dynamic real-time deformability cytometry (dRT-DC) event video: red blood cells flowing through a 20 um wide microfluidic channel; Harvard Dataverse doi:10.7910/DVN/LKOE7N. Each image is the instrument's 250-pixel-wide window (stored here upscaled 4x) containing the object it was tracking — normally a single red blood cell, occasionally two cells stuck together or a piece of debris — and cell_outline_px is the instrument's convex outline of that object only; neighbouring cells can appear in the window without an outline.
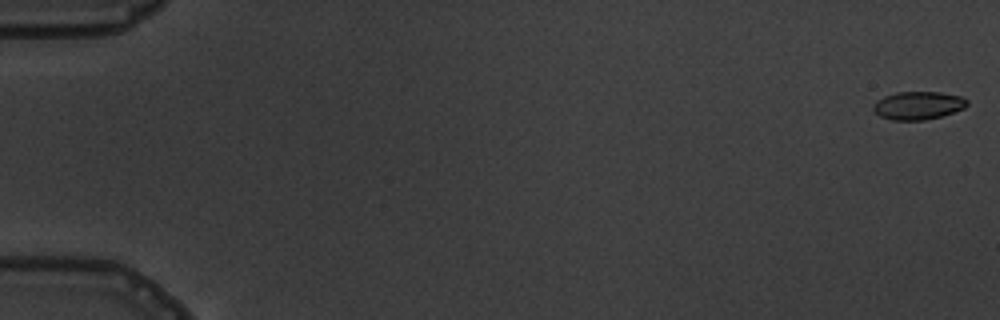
{"species": "common noctule bat (a hibernating species)", "species_latin": "Nyctalus noctula", "temperature_condition": "warm", "stored_images_in_passage": 6, "camera_frame_rate_fps": 3000, "um_per_image_px": 0.085, "animal": {"sex": "male", "body_mass_g": 19.5, "forearm_length_mm": 54.6}, "frame": {"image": 1, "passage_image": 1, "time_ms": 0.0, "image_size_px": [1000, 320], "cell_outline_px": [[968, 104], [964, 108], [940, 116], [924, 120], [892, 120], [880, 116], [872, 108], [872, 104], [876, 100], [884, 96], [896, 92], [940, 92], [964, 96], [968, 100]], "centroid_in_image_um": [78.04, 8.95], "position_along_channel_um": 7.0, "area_um2": 15.43}}
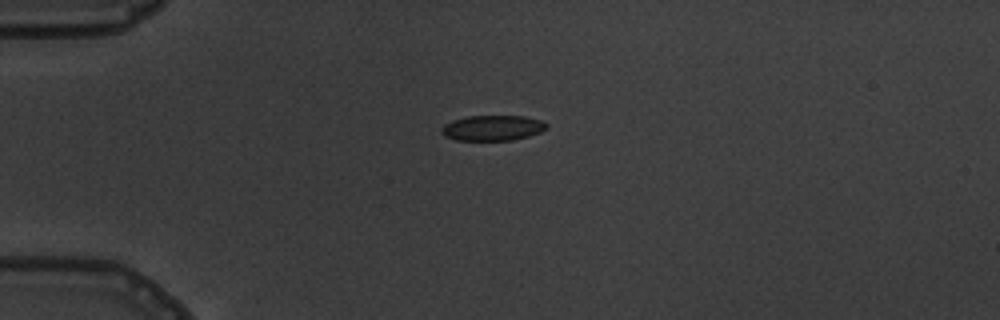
{"frame": {"image": 2, "passage_image": 5, "time_ms": 4.667, "image_size_px": [1000, 320], "cell_outline_px": [[548, 128], [540, 132], [528, 136], [512, 140], [456, 140], [444, 136], [440, 132], [440, 128], [444, 124], [452, 120], [468, 116], [524, 116], [544, 120], [548, 124]], "centroid_in_image_um": [41.87, 10.87], "position_along_channel_um": 43.1, "area_um2": 15.72}}